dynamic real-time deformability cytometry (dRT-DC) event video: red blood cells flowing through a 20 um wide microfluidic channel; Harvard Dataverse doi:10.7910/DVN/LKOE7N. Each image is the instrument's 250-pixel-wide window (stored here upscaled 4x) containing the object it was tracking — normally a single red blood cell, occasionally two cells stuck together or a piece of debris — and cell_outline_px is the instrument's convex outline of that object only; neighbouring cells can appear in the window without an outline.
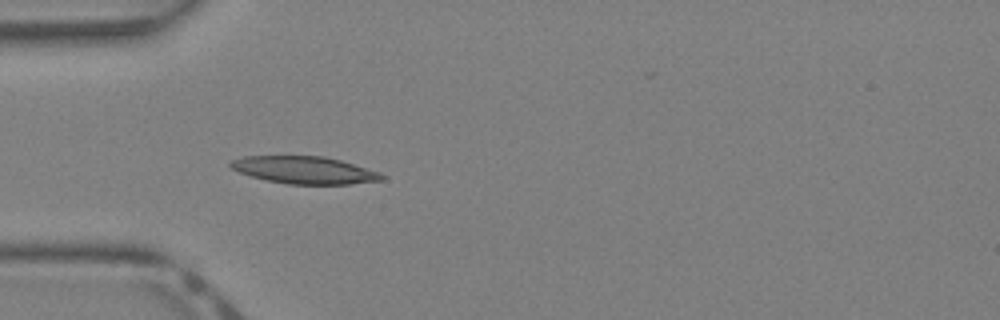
{"species": "Egyptian fruit bat (a non-hibernating species)", "species_latin": "Rousettus aegyptiacus", "temperature_condition": "warm", "stored_images_in_passage": 31, "camera_frame_rate_fps": 3000, "um_per_image_px": 0.085, "animal": {"sex": "female"}, "frame": {"image": 1, "passage_image": 3, "time_ms": 0.667, "image_size_px": [1000, 320], "cell_outline_px": [[384, 180], [348, 184], [288, 184], [268, 180], [252, 176], [240, 172], [232, 168], [228, 164], [228, 160], [244, 156], [324, 156], [340, 160], [380, 172], [384, 176]], "centroid_in_image_um": [25.86, 14.45], "position_along_channel_um": 59.1, "area_um2": 23.99}}
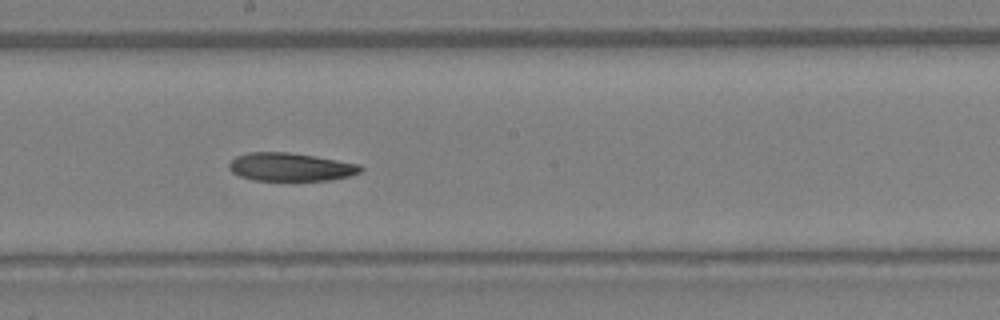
{"frame": {"image": 2, "passage_image": 13, "time_ms": 4.0, "image_size_px": [1000, 320], "cell_outline_px": [[364, 168], [360, 172], [348, 176], [332, 180], [256, 180], [240, 176], [232, 172], [228, 168], [228, 164], [236, 156], [248, 152], [288, 152], [316, 156], [360, 164]], "centroid_in_image_um": [24.7, 14.18], "position_along_channel_um": 223.5, "area_um2": 21.62}}
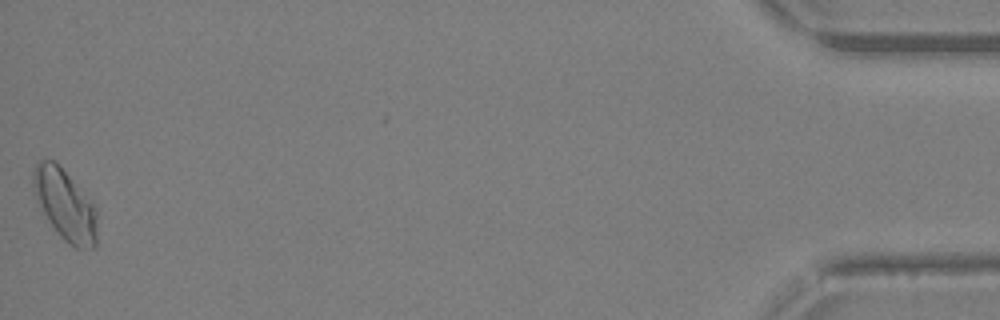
{"frame": {"image": 3, "passage_image": 31, "time_ms": 10.0, "image_size_px": [1000, 320], "cell_outline_px": [[96, 248], [76, 248], [68, 244], [60, 236], [36, 200], [32, 184], [32, 172], [36, 164], [44, 156], [56, 160], [92, 204], [96, 212]], "centroid_in_image_um": [5.49, 17.36], "position_along_channel_um": 429.7, "area_um2": 26.13}}